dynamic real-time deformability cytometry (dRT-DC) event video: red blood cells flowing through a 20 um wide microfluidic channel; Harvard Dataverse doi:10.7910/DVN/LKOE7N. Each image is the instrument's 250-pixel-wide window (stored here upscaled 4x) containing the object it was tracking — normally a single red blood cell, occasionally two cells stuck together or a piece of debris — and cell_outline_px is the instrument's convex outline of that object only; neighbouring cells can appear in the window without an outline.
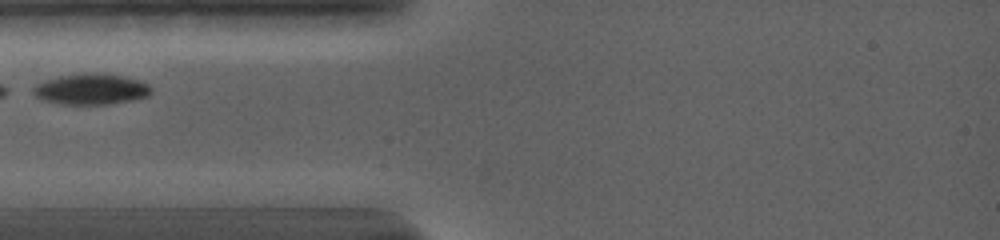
{"species": "common noctule bat (a hibernating species)", "species_latin": "Nyctalus noctula", "temperature_condition": "warm", "stored_images_in_passage": 3, "camera_frame_rate_fps": 5000, "um_per_image_px": 0.085, "animal": {"sex": "female", "body_mass_g": 19.0, "forearm_length_mm": 56.7}, "frame": {"image": 1, "passage_image": 1, "time_ms": 0.0, "image_size_px": [1000, 240], "cell_outline_px": [[152, 92], [148, 96], [132, 100], [108, 104], [60, 104], [44, 100], [36, 96], [32, 92], [32, 88], [36, 84], [44, 80], [60, 76], [120, 76], [136, 80], [148, 84], [152, 88]], "centroid_in_image_um": [7.72, 7.64], "position_along_channel_um": 77.3, "area_um2": 20.17}}